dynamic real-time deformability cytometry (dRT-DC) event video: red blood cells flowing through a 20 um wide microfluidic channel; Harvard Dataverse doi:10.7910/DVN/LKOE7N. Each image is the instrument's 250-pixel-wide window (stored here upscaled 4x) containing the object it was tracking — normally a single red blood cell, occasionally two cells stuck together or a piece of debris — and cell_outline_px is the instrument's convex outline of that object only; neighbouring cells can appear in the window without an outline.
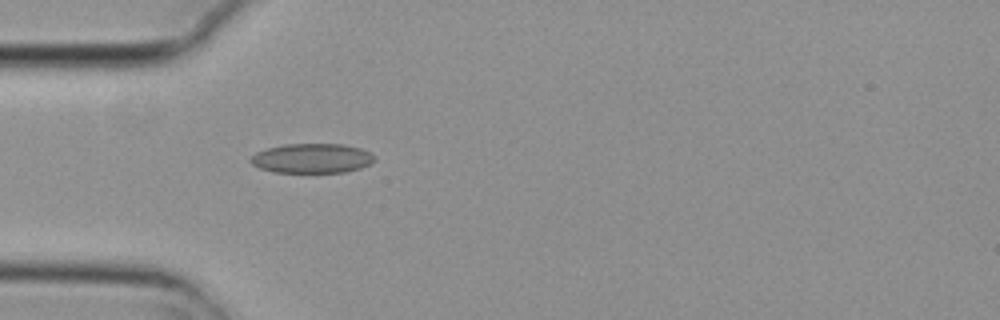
{"species": "common noctule bat (a hibernating species)", "species_latin": "Nyctalus noctula", "temperature_condition": "cold", "stored_images_in_passage": 5, "camera_frame_rate_fps": 3000, "um_per_image_px": 0.085, "animal": {"sex": "female", "body_mass_g": 29.2, "forearm_length_mm": 56.3}, "frame": {"image": 1, "passage_image": 5, "time_ms": 1.333, "image_size_px": [1000, 320], "cell_outline_px": [[376, 160], [372, 164], [360, 168], [344, 172], [272, 172], [260, 168], [252, 164], [248, 160], [256, 152], [268, 148], [284, 144], [344, 144], [360, 148], [376, 156]], "centroid_in_image_um": [26.54, 13.45], "position_along_channel_um": 58.5, "area_um2": 21.44}}